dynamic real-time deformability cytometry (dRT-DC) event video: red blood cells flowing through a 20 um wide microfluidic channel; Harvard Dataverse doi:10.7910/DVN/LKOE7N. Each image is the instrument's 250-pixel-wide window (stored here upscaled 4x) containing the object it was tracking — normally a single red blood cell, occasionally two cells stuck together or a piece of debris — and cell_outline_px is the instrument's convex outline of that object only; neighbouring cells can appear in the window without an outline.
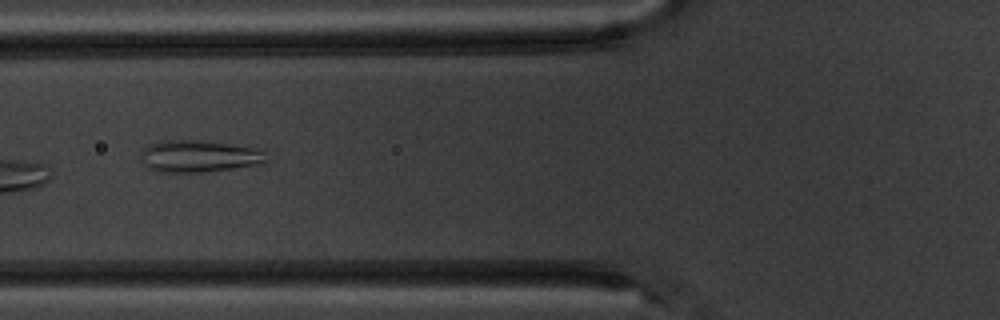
{"species": "common noctule bat (a hibernating species)", "species_latin": "Nyctalus noctula", "temperature_condition": "warm", "stored_images_in_passage": 3, "camera_frame_rate_fps": 3000, "um_per_image_px": 0.085, "animal": {"sex": "male", "body_mass_g": 20.1, "forearm_length_mm": 53.5}, "frame": {"image": 1, "passage_image": 2, "time_ms": 1.0, "image_size_px": [1000, 320], "cell_outline_px": [[268, 160], [256, 164], [232, 168], [200, 172], [156, 172], [148, 168], [140, 160], [140, 152], [148, 144], [160, 140], [196, 140], [264, 148]], "centroid_in_image_um": [16.88, 13.26], "position_along_channel_um": 108.9, "area_um2": 23.64}}